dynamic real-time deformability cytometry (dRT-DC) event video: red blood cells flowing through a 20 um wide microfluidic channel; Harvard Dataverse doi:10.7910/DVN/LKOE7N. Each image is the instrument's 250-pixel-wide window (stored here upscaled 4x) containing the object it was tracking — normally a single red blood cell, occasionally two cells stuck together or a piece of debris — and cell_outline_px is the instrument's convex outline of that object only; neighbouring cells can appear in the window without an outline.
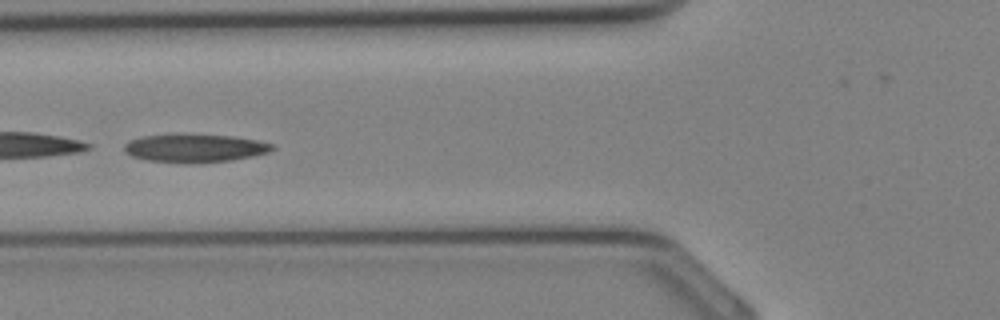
{"species": "Egyptian fruit bat (a non-hibernating species)", "species_latin": "Rousettus aegyptiacus", "temperature_condition": "cold", "stored_images_in_passage": 30, "camera_frame_rate_fps": 3000, "um_per_image_px": 0.085, "animal": {"sex": "female"}, "frame": {"image": 1, "passage_image": 9, "time_ms": 2.667, "image_size_px": [1000, 320], "cell_outline_px": [[276, 148], [268, 152], [252, 156], [232, 160], [148, 160], [132, 156], [124, 152], [124, 144], [128, 140], [140, 136], [232, 136], [256, 140], [276, 144]], "centroid_in_image_um": [16.6, 12.56], "position_along_channel_um": 109.2, "area_um2": 22.66}}
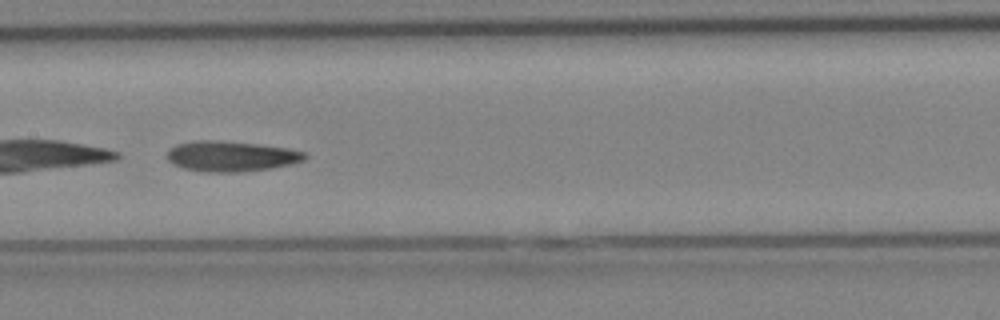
{"frame": {"image": 2, "passage_image": 13, "time_ms": 4.0, "image_size_px": [1000, 320], "cell_outline_px": [[308, 156], [304, 160], [292, 164], [272, 168], [244, 172], [200, 172], [184, 168], [172, 164], [168, 160], [168, 148], [176, 144], [196, 140], [216, 140], [256, 144], [288, 148], [308, 152]], "centroid_in_image_um": [19.65, 13.29], "position_along_channel_um": 187.7, "area_um2": 24.74}}